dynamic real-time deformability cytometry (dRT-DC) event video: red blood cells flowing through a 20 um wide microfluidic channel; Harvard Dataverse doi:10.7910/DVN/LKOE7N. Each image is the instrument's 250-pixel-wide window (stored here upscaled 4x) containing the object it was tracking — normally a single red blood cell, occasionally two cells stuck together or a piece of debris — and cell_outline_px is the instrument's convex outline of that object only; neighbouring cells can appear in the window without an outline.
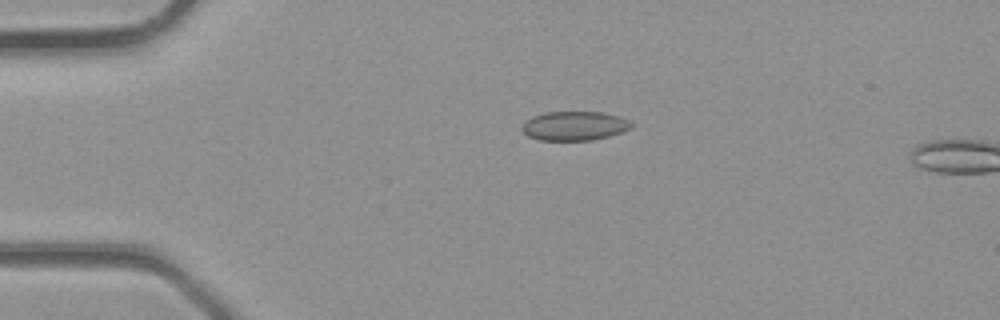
{"species": "common noctule bat (a hibernating species)", "species_latin": "Nyctalus noctula", "temperature_condition": "room temperature", "stored_images_in_passage": 2, "camera_frame_rate_fps": 3000, "um_per_image_px": 0.085, "animal": {"sex": "male", "body_mass_g": 23.1, "forearm_length_mm": 52.7}, "frame": {"image": 1, "passage_image": 2, "time_ms": 0.333, "image_size_px": [1000, 320], "cell_outline_px": [[632, 128], [608, 136], [592, 140], [540, 140], [528, 136], [520, 128], [532, 116], [544, 112], [604, 112], [620, 116], [628, 120], [632, 124]], "centroid_in_image_um": [48.83, 10.69], "position_along_channel_um": 36.2, "area_um2": 18.5}}